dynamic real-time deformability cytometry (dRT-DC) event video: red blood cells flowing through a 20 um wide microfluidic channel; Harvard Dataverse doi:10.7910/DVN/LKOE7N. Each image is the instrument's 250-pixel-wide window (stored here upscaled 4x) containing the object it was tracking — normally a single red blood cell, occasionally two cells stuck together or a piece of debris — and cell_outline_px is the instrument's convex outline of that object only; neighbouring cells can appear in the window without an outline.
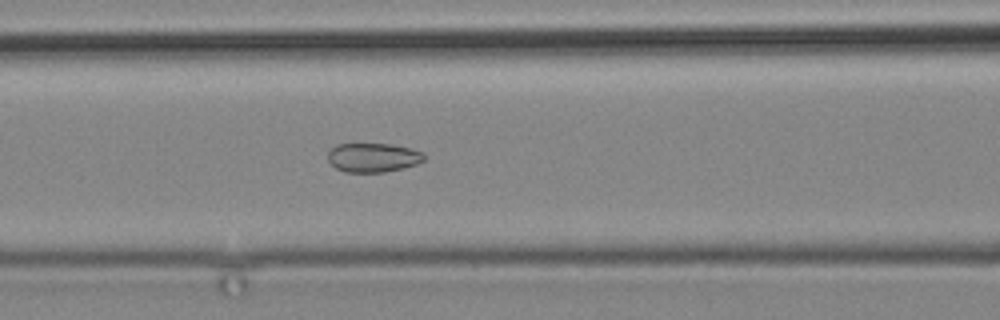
{"species": "common noctule bat (a hibernating species)", "species_latin": "Nyctalus noctula", "temperature_condition": "cold", "stored_images_in_passage": 4, "camera_frame_rate_fps": 3000, "um_per_image_px": 0.085, "animal": {"sex": "male", "body_mass_g": 19.2, "forearm_length_mm": 51.8}, "frame": {"image": 1, "passage_image": 4, "time_ms": 3.333, "image_size_px": [1000, 320], "cell_outline_px": [[424, 160], [416, 164], [404, 168], [384, 172], [348, 172], [336, 168], [328, 160], [328, 152], [336, 144], [392, 144], [412, 148], [424, 152]], "centroid_in_image_um": [31.74, 13.38], "position_along_channel_um": 134.9, "area_um2": 16.36}}